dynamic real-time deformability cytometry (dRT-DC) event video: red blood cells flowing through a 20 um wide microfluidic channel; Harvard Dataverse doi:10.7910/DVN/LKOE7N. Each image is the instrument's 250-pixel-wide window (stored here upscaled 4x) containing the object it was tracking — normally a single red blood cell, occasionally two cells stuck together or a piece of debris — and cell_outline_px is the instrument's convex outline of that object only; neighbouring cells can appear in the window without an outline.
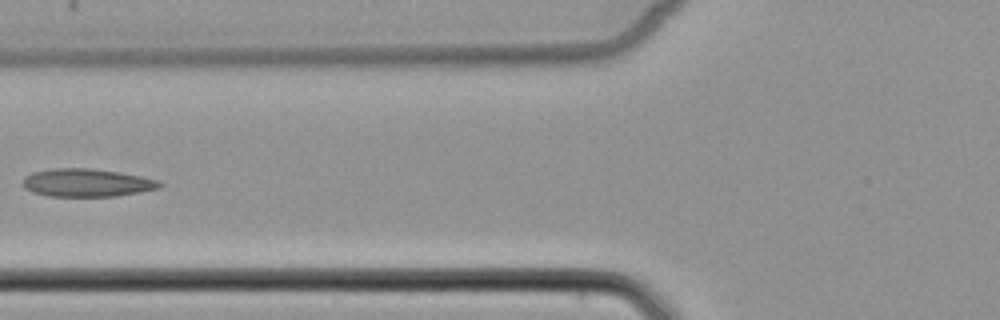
{"species": "common noctule bat (a hibernating species)", "species_latin": "Nyctalus noctula", "temperature_condition": "cold", "stored_images_in_passage": 6, "camera_frame_rate_fps": 3000, "um_per_image_px": 0.085, "animal": {"sex": "female", "body_mass_g": 22.7, "forearm_length_mm": 54.2}, "frame": {"image": 1, "passage_image": 6, "time_ms": 7.0, "image_size_px": [1000, 320], "cell_outline_px": [[164, 184], [160, 188], [140, 192], [116, 196], [48, 196], [32, 192], [24, 188], [24, 176], [32, 172], [56, 168], [88, 168], [116, 172], [140, 176], [160, 180]], "centroid_in_image_um": [7.39, 15.54], "position_along_channel_um": 118.4, "area_um2": 22.25}}